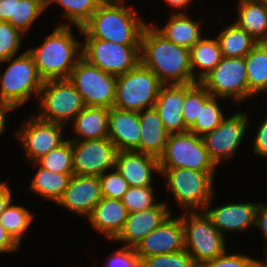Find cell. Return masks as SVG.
Masks as SVG:
<instances>
[{"label": "cell", "mask_w": 267, "mask_h": 267, "mask_svg": "<svg viewBox=\"0 0 267 267\" xmlns=\"http://www.w3.org/2000/svg\"><path fill=\"white\" fill-rule=\"evenodd\" d=\"M248 118V113L236 112L225 117L219 126L202 136L208 154L217 166L222 160L230 159L243 143L249 129Z\"/></svg>", "instance_id": "5bb4252c"}, {"label": "cell", "mask_w": 267, "mask_h": 267, "mask_svg": "<svg viewBox=\"0 0 267 267\" xmlns=\"http://www.w3.org/2000/svg\"><path fill=\"white\" fill-rule=\"evenodd\" d=\"M72 27L57 25L40 47L27 49L43 81L68 79L82 57V44L76 39Z\"/></svg>", "instance_id": "3957f363"}, {"label": "cell", "mask_w": 267, "mask_h": 267, "mask_svg": "<svg viewBox=\"0 0 267 267\" xmlns=\"http://www.w3.org/2000/svg\"><path fill=\"white\" fill-rule=\"evenodd\" d=\"M109 108L86 106L72 121L77 135L69 140H93L108 138Z\"/></svg>", "instance_id": "484cf974"}, {"label": "cell", "mask_w": 267, "mask_h": 267, "mask_svg": "<svg viewBox=\"0 0 267 267\" xmlns=\"http://www.w3.org/2000/svg\"><path fill=\"white\" fill-rule=\"evenodd\" d=\"M86 106L112 108L117 77L102 71L81 57L68 78Z\"/></svg>", "instance_id": "30bf717a"}, {"label": "cell", "mask_w": 267, "mask_h": 267, "mask_svg": "<svg viewBox=\"0 0 267 267\" xmlns=\"http://www.w3.org/2000/svg\"><path fill=\"white\" fill-rule=\"evenodd\" d=\"M127 217L128 211L122 200L102 197L88 221L95 231L104 234L112 242L121 232Z\"/></svg>", "instance_id": "603a6c76"}, {"label": "cell", "mask_w": 267, "mask_h": 267, "mask_svg": "<svg viewBox=\"0 0 267 267\" xmlns=\"http://www.w3.org/2000/svg\"><path fill=\"white\" fill-rule=\"evenodd\" d=\"M218 166L208 154L202 137L192 132L171 133L159 157V168H187L216 171Z\"/></svg>", "instance_id": "9c48e42d"}, {"label": "cell", "mask_w": 267, "mask_h": 267, "mask_svg": "<svg viewBox=\"0 0 267 267\" xmlns=\"http://www.w3.org/2000/svg\"><path fill=\"white\" fill-rule=\"evenodd\" d=\"M184 248L197 267L227 251L225 236L213 225L204 211H184Z\"/></svg>", "instance_id": "8992f818"}, {"label": "cell", "mask_w": 267, "mask_h": 267, "mask_svg": "<svg viewBox=\"0 0 267 267\" xmlns=\"http://www.w3.org/2000/svg\"><path fill=\"white\" fill-rule=\"evenodd\" d=\"M20 246L12 239L6 229L0 224V254L16 252Z\"/></svg>", "instance_id": "bcb514c9"}, {"label": "cell", "mask_w": 267, "mask_h": 267, "mask_svg": "<svg viewBox=\"0 0 267 267\" xmlns=\"http://www.w3.org/2000/svg\"><path fill=\"white\" fill-rule=\"evenodd\" d=\"M162 86L159 78L139 63L125 74L117 76L113 107L134 112L154 107Z\"/></svg>", "instance_id": "ba28073f"}, {"label": "cell", "mask_w": 267, "mask_h": 267, "mask_svg": "<svg viewBox=\"0 0 267 267\" xmlns=\"http://www.w3.org/2000/svg\"><path fill=\"white\" fill-rule=\"evenodd\" d=\"M226 252L228 251H225L218 258L203 263L199 267H249L256 259L247 256V254H228Z\"/></svg>", "instance_id": "b9f144b4"}, {"label": "cell", "mask_w": 267, "mask_h": 267, "mask_svg": "<svg viewBox=\"0 0 267 267\" xmlns=\"http://www.w3.org/2000/svg\"><path fill=\"white\" fill-rule=\"evenodd\" d=\"M24 35L9 22L0 21V62L18 55Z\"/></svg>", "instance_id": "f35d334b"}, {"label": "cell", "mask_w": 267, "mask_h": 267, "mask_svg": "<svg viewBox=\"0 0 267 267\" xmlns=\"http://www.w3.org/2000/svg\"><path fill=\"white\" fill-rule=\"evenodd\" d=\"M134 249L141 260L146 256L185 249L181 215L174 218L171 214L159 227L145 236Z\"/></svg>", "instance_id": "e0dca14e"}, {"label": "cell", "mask_w": 267, "mask_h": 267, "mask_svg": "<svg viewBox=\"0 0 267 267\" xmlns=\"http://www.w3.org/2000/svg\"><path fill=\"white\" fill-rule=\"evenodd\" d=\"M263 233V240L265 242L264 248H267V204L260 202L256 211L255 226Z\"/></svg>", "instance_id": "f6af8a7d"}, {"label": "cell", "mask_w": 267, "mask_h": 267, "mask_svg": "<svg viewBox=\"0 0 267 267\" xmlns=\"http://www.w3.org/2000/svg\"><path fill=\"white\" fill-rule=\"evenodd\" d=\"M185 95L186 84L163 85L160 88L154 107L170 134L188 131L182 115Z\"/></svg>", "instance_id": "7402d4cb"}, {"label": "cell", "mask_w": 267, "mask_h": 267, "mask_svg": "<svg viewBox=\"0 0 267 267\" xmlns=\"http://www.w3.org/2000/svg\"><path fill=\"white\" fill-rule=\"evenodd\" d=\"M168 202H160L151 208L128 213V217L113 242L123 243L124 247H133L151 231L159 227L171 213Z\"/></svg>", "instance_id": "ac0fdd59"}, {"label": "cell", "mask_w": 267, "mask_h": 267, "mask_svg": "<svg viewBox=\"0 0 267 267\" xmlns=\"http://www.w3.org/2000/svg\"><path fill=\"white\" fill-rule=\"evenodd\" d=\"M211 97L210 92L200 82L186 84L182 115L188 129L197 120L202 107Z\"/></svg>", "instance_id": "e575fe53"}, {"label": "cell", "mask_w": 267, "mask_h": 267, "mask_svg": "<svg viewBox=\"0 0 267 267\" xmlns=\"http://www.w3.org/2000/svg\"><path fill=\"white\" fill-rule=\"evenodd\" d=\"M38 169L29 185L36 195L57 204L62 198L68 182L73 174L54 173L37 165Z\"/></svg>", "instance_id": "f546056e"}, {"label": "cell", "mask_w": 267, "mask_h": 267, "mask_svg": "<svg viewBox=\"0 0 267 267\" xmlns=\"http://www.w3.org/2000/svg\"><path fill=\"white\" fill-rule=\"evenodd\" d=\"M126 1L104 0L82 27H76L79 36L125 46H140L143 30L148 23L133 6H126Z\"/></svg>", "instance_id": "6da1fadb"}, {"label": "cell", "mask_w": 267, "mask_h": 267, "mask_svg": "<svg viewBox=\"0 0 267 267\" xmlns=\"http://www.w3.org/2000/svg\"><path fill=\"white\" fill-rule=\"evenodd\" d=\"M249 98L267 92V42H259L245 57Z\"/></svg>", "instance_id": "f1b7e54d"}, {"label": "cell", "mask_w": 267, "mask_h": 267, "mask_svg": "<svg viewBox=\"0 0 267 267\" xmlns=\"http://www.w3.org/2000/svg\"><path fill=\"white\" fill-rule=\"evenodd\" d=\"M257 128L254 141H252L253 153L256 157L267 159V115Z\"/></svg>", "instance_id": "ee69618b"}, {"label": "cell", "mask_w": 267, "mask_h": 267, "mask_svg": "<svg viewBox=\"0 0 267 267\" xmlns=\"http://www.w3.org/2000/svg\"><path fill=\"white\" fill-rule=\"evenodd\" d=\"M218 97H211L202 107L197 120L188 129L189 132L195 133L197 136H204L219 126L222 120L226 117ZM219 103V104H218Z\"/></svg>", "instance_id": "8d00e7d4"}, {"label": "cell", "mask_w": 267, "mask_h": 267, "mask_svg": "<svg viewBox=\"0 0 267 267\" xmlns=\"http://www.w3.org/2000/svg\"><path fill=\"white\" fill-rule=\"evenodd\" d=\"M31 117L22 122L14 135L23 146L26 158L34 163L67 139L63 138L65 126L43 121L35 115Z\"/></svg>", "instance_id": "9a60e30c"}, {"label": "cell", "mask_w": 267, "mask_h": 267, "mask_svg": "<svg viewBox=\"0 0 267 267\" xmlns=\"http://www.w3.org/2000/svg\"><path fill=\"white\" fill-rule=\"evenodd\" d=\"M140 63L163 85L197 83L192 76L190 50L168 41L151 24L144 28L141 36Z\"/></svg>", "instance_id": "7a4b0ae2"}, {"label": "cell", "mask_w": 267, "mask_h": 267, "mask_svg": "<svg viewBox=\"0 0 267 267\" xmlns=\"http://www.w3.org/2000/svg\"><path fill=\"white\" fill-rule=\"evenodd\" d=\"M102 199L99 176L72 175L58 206L88 218Z\"/></svg>", "instance_id": "2e32d148"}, {"label": "cell", "mask_w": 267, "mask_h": 267, "mask_svg": "<svg viewBox=\"0 0 267 267\" xmlns=\"http://www.w3.org/2000/svg\"><path fill=\"white\" fill-rule=\"evenodd\" d=\"M153 186L129 187L122 198L128 213L138 212L156 206Z\"/></svg>", "instance_id": "74e56055"}, {"label": "cell", "mask_w": 267, "mask_h": 267, "mask_svg": "<svg viewBox=\"0 0 267 267\" xmlns=\"http://www.w3.org/2000/svg\"><path fill=\"white\" fill-rule=\"evenodd\" d=\"M142 261L144 267H197L186 249L172 253L146 256Z\"/></svg>", "instance_id": "ab89813d"}, {"label": "cell", "mask_w": 267, "mask_h": 267, "mask_svg": "<svg viewBox=\"0 0 267 267\" xmlns=\"http://www.w3.org/2000/svg\"><path fill=\"white\" fill-rule=\"evenodd\" d=\"M169 16L164 27L150 24L168 41L190 50L203 37L201 21L189 17L188 12H172Z\"/></svg>", "instance_id": "d4e9b609"}, {"label": "cell", "mask_w": 267, "mask_h": 267, "mask_svg": "<svg viewBox=\"0 0 267 267\" xmlns=\"http://www.w3.org/2000/svg\"><path fill=\"white\" fill-rule=\"evenodd\" d=\"M34 214L24 205L13 204V199L0 214V224L12 239L20 246L21 239L32 223Z\"/></svg>", "instance_id": "d6a6232c"}, {"label": "cell", "mask_w": 267, "mask_h": 267, "mask_svg": "<svg viewBox=\"0 0 267 267\" xmlns=\"http://www.w3.org/2000/svg\"><path fill=\"white\" fill-rule=\"evenodd\" d=\"M165 3H167V5L169 7H172L174 8L175 10H178V11H175V13H185V10L187 7H189V5L192 3L193 0H164Z\"/></svg>", "instance_id": "f907efd6"}, {"label": "cell", "mask_w": 267, "mask_h": 267, "mask_svg": "<svg viewBox=\"0 0 267 267\" xmlns=\"http://www.w3.org/2000/svg\"><path fill=\"white\" fill-rule=\"evenodd\" d=\"M15 0H0V21L14 18Z\"/></svg>", "instance_id": "7dc6e473"}, {"label": "cell", "mask_w": 267, "mask_h": 267, "mask_svg": "<svg viewBox=\"0 0 267 267\" xmlns=\"http://www.w3.org/2000/svg\"><path fill=\"white\" fill-rule=\"evenodd\" d=\"M200 83L213 97L222 98V100L232 99L236 102V105L249 99V85L244 58L223 57Z\"/></svg>", "instance_id": "8fae6325"}, {"label": "cell", "mask_w": 267, "mask_h": 267, "mask_svg": "<svg viewBox=\"0 0 267 267\" xmlns=\"http://www.w3.org/2000/svg\"><path fill=\"white\" fill-rule=\"evenodd\" d=\"M223 57L244 58L259 42L234 22L217 35Z\"/></svg>", "instance_id": "4dcf8cb0"}, {"label": "cell", "mask_w": 267, "mask_h": 267, "mask_svg": "<svg viewBox=\"0 0 267 267\" xmlns=\"http://www.w3.org/2000/svg\"><path fill=\"white\" fill-rule=\"evenodd\" d=\"M234 23L257 42H267V7L256 0H238Z\"/></svg>", "instance_id": "4316f807"}, {"label": "cell", "mask_w": 267, "mask_h": 267, "mask_svg": "<svg viewBox=\"0 0 267 267\" xmlns=\"http://www.w3.org/2000/svg\"><path fill=\"white\" fill-rule=\"evenodd\" d=\"M73 174L101 176L115 168L117 148L109 139L71 140Z\"/></svg>", "instance_id": "4fadbf2b"}, {"label": "cell", "mask_w": 267, "mask_h": 267, "mask_svg": "<svg viewBox=\"0 0 267 267\" xmlns=\"http://www.w3.org/2000/svg\"><path fill=\"white\" fill-rule=\"evenodd\" d=\"M46 9V0H15L14 18L7 22L27 34Z\"/></svg>", "instance_id": "836d02e7"}, {"label": "cell", "mask_w": 267, "mask_h": 267, "mask_svg": "<svg viewBox=\"0 0 267 267\" xmlns=\"http://www.w3.org/2000/svg\"><path fill=\"white\" fill-rule=\"evenodd\" d=\"M82 57L102 71L117 77L140 63V46H125L100 39H84Z\"/></svg>", "instance_id": "7c38bea8"}, {"label": "cell", "mask_w": 267, "mask_h": 267, "mask_svg": "<svg viewBox=\"0 0 267 267\" xmlns=\"http://www.w3.org/2000/svg\"><path fill=\"white\" fill-rule=\"evenodd\" d=\"M6 62V63H5ZM1 63H8L0 73V100L16 109L24 105L32 95L39 97L44 83L40 77L31 53L26 50Z\"/></svg>", "instance_id": "5b68a950"}, {"label": "cell", "mask_w": 267, "mask_h": 267, "mask_svg": "<svg viewBox=\"0 0 267 267\" xmlns=\"http://www.w3.org/2000/svg\"><path fill=\"white\" fill-rule=\"evenodd\" d=\"M12 191L7 184V181L0 182V214L4 211L5 207L12 200Z\"/></svg>", "instance_id": "c3c4849f"}, {"label": "cell", "mask_w": 267, "mask_h": 267, "mask_svg": "<svg viewBox=\"0 0 267 267\" xmlns=\"http://www.w3.org/2000/svg\"><path fill=\"white\" fill-rule=\"evenodd\" d=\"M256 1L264 4L267 7V0H256Z\"/></svg>", "instance_id": "11a10c76"}, {"label": "cell", "mask_w": 267, "mask_h": 267, "mask_svg": "<svg viewBox=\"0 0 267 267\" xmlns=\"http://www.w3.org/2000/svg\"><path fill=\"white\" fill-rule=\"evenodd\" d=\"M99 179L101 183L102 197L122 200L129 188L127 181L116 168L112 169L111 172H109V170L106 171L99 176Z\"/></svg>", "instance_id": "60d3db41"}, {"label": "cell", "mask_w": 267, "mask_h": 267, "mask_svg": "<svg viewBox=\"0 0 267 267\" xmlns=\"http://www.w3.org/2000/svg\"><path fill=\"white\" fill-rule=\"evenodd\" d=\"M108 138L118 151H135L139 147V112L109 109Z\"/></svg>", "instance_id": "44dd1931"}, {"label": "cell", "mask_w": 267, "mask_h": 267, "mask_svg": "<svg viewBox=\"0 0 267 267\" xmlns=\"http://www.w3.org/2000/svg\"><path fill=\"white\" fill-rule=\"evenodd\" d=\"M249 267H261V265L255 260Z\"/></svg>", "instance_id": "db71d44e"}, {"label": "cell", "mask_w": 267, "mask_h": 267, "mask_svg": "<svg viewBox=\"0 0 267 267\" xmlns=\"http://www.w3.org/2000/svg\"><path fill=\"white\" fill-rule=\"evenodd\" d=\"M140 140L136 152L149 154L159 158L169 137L155 107L139 112Z\"/></svg>", "instance_id": "cb8c5ba5"}, {"label": "cell", "mask_w": 267, "mask_h": 267, "mask_svg": "<svg viewBox=\"0 0 267 267\" xmlns=\"http://www.w3.org/2000/svg\"><path fill=\"white\" fill-rule=\"evenodd\" d=\"M263 251L265 259H263V261H261L260 259L255 260L261 265V267H267V248H264Z\"/></svg>", "instance_id": "816d5d0a"}, {"label": "cell", "mask_w": 267, "mask_h": 267, "mask_svg": "<svg viewBox=\"0 0 267 267\" xmlns=\"http://www.w3.org/2000/svg\"><path fill=\"white\" fill-rule=\"evenodd\" d=\"M131 267H144L143 265V261L137 257L132 263H131Z\"/></svg>", "instance_id": "f5cc1de1"}, {"label": "cell", "mask_w": 267, "mask_h": 267, "mask_svg": "<svg viewBox=\"0 0 267 267\" xmlns=\"http://www.w3.org/2000/svg\"><path fill=\"white\" fill-rule=\"evenodd\" d=\"M36 116L66 126L86 107L82 96L69 79L44 81L38 97Z\"/></svg>", "instance_id": "52a82bcc"}, {"label": "cell", "mask_w": 267, "mask_h": 267, "mask_svg": "<svg viewBox=\"0 0 267 267\" xmlns=\"http://www.w3.org/2000/svg\"><path fill=\"white\" fill-rule=\"evenodd\" d=\"M216 171H197L187 168H160L175 203L182 211H203L214 196Z\"/></svg>", "instance_id": "277c9868"}, {"label": "cell", "mask_w": 267, "mask_h": 267, "mask_svg": "<svg viewBox=\"0 0 267 267\" xmlns=\"http://www.w3.org/2000/svg\"><path fill=\"white\" fill-rule=\"evenodd\" d=\"M16 109L13 105L0 100V137L5 132L7 126L8 112L10 113Z\"/></svg>", "instance_id": "681fc988"}, {"label": "cell", "mask_w": 267, "mask_h": 267, "mask_svg": "<svg viewBox=\"0 0 267 267\" xmlns=\"http://www.w3.org/2000/svg\"><path fill=\"white\" fill-rule=\"evenodd\" d=\"M115 168L129 187L152 186L153 173L160 175L159 158L136 151H118Z\"/></svg>", "instance_id": "ffe728a7"}, {"label": "cell", "mask_w": 267, "mask_h": 267, "mask_svg": "<svg viewBox=\"0 0 267 267\" xmlns=\"http://www.w3.org/2000/svg\"><path fill=\"white\" fill-rule=\"evenodd\" d=\"M104 0H46V8L53 3L64 9L61 16L66 22L58 25L82 27ZM69 22V23H68Z\"/></svg>", "instance_id": "1f68e13d"}, {"label": "cell", "mask_w": 267, "mask_h": 267, "mask_svg": "<svg viewBox=\"0 0 267 267\" xmlns=\"http://www.w3.org/2000/svg\"><path fill=\"white\" fill-rule=\"evenodd\" d=\"M137 258L133 247H120L108 256L103 267H131V263Z\"/></svg>", "instance_id": "7bdbcfd3"}, {"label": "cell", "mask_w": 267, "mask_h": 267, "mask_svg": "<svg viewBox=\"0 0 267 267\" xmlns=\"http://www.w3.org/2000/svg\"><path fill=\"white\" fill-rule=\"evenodd\" d=\"M42 168L54 173L73 174V152L71 140L67 139L59 147L52 149L36 162Z\"/></svg>", "instance_id": "d590c367"}, {"label": "cell", "mask_w": 267, "mask_h": 267, "mask_svg": "<svg viewBox=\"0 0 267 267\" xmlns=\"http://www.w3.org/2000/svg\"><path fill=\"white\" fill-rule=\"evenodd\" d=\"M214 196L204 208L205 214L210 218L215 228L225 236L226 232H245L255 226L256 211L259 203L230 202L211 208Z\"/></svg>", "instance_id": "d6986e66"}, {"label": "cell", "mask_w": 267, "mask_h": 267, "mask_svg": "<svg viewBox=\"0 0 267 267\" xmlns=\"http://www.w3.org/2000/svg\"><path fill=\"white\" fill-rule=\"evenodd\" d=\"M222 58L223 55L217 38L202 37L190 49V66L193 78L200 82L218 65Z\"/></svg>", "instance_id": "83f0119b"}]
</instances>
